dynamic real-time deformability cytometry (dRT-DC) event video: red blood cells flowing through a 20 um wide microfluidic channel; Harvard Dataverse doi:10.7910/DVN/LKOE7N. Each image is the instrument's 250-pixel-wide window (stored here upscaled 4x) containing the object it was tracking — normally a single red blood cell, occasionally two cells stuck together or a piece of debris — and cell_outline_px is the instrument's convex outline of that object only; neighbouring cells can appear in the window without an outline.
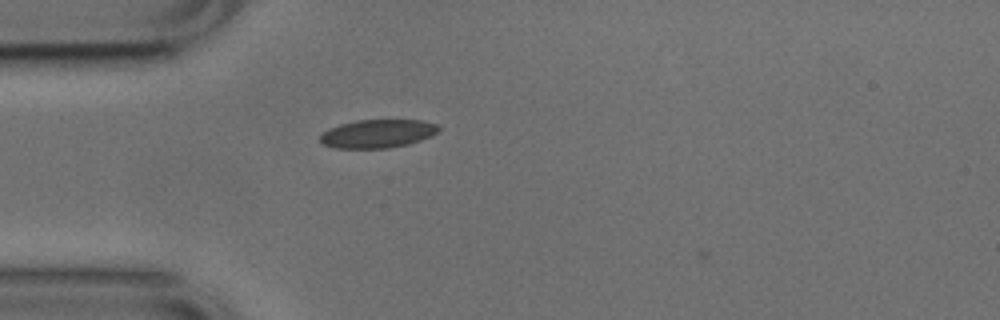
{"species": "common noctule bat (a hibernating species)", "species_latin": "Nyctalus noctula", "temperature_condition": "cold", "stored_images_in_passage": 2, "camera_frame_rate_fps": 3000, "um_per_image_px": 0.085, "animal": {"sex": "male", "body_mass_g": 17.9, "forearm_length_mm": 54.2}, "frame": {"image": 1, "passage_image": 1, "time_ms": 0.0, "image_size_px": [1000, 320], "cell_outline_px": [[440, 132], [432, 136], [408, 144], [388, 148], [332, 148], [324, 144], [320, 140], [320, 136], [328, 128], [340, 124], [356, 120], [420, 120], [436, 124], [440, 128]], "centroid_in_image_um": [32.11, 11.36], "position_along_channel_um": 52.9, "area_um2": 19.65}}